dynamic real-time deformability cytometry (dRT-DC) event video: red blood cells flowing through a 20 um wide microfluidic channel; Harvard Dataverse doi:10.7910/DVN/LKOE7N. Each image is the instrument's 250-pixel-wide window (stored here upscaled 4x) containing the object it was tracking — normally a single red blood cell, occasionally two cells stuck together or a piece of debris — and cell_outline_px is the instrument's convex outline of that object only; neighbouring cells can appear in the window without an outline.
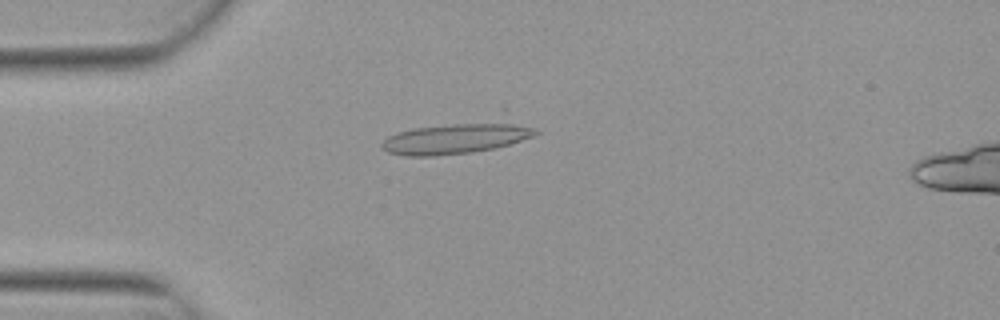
{"species": "Egyptian fruit bat (a non-hibernating species)", "species_latin": "Rousettus aegyptiacus", "temperature_condition": "warm", "stored_images_in_passage": 7, "camera_frame_rate_fps": 3000, "um_per_image_px": 0.085, "animal": {"sex": "female"}, "frame": {"image": 1, "passage_image": 4, "time_ms": 1.0, "image_size_px": [1000, 320], "cell_outline_px": [[540, 132], [532, 136], [496, 148], [472, 152], [432, 156], [404, 156], [388, 152], [380, 144], [388, 136], [396, 132], [412, 128], [504, 108], [536, 128]], "centroid_in_image_um": [39.16, 11.48], "position_along_channel_um": 45.8, "area_um2": 32.77}}
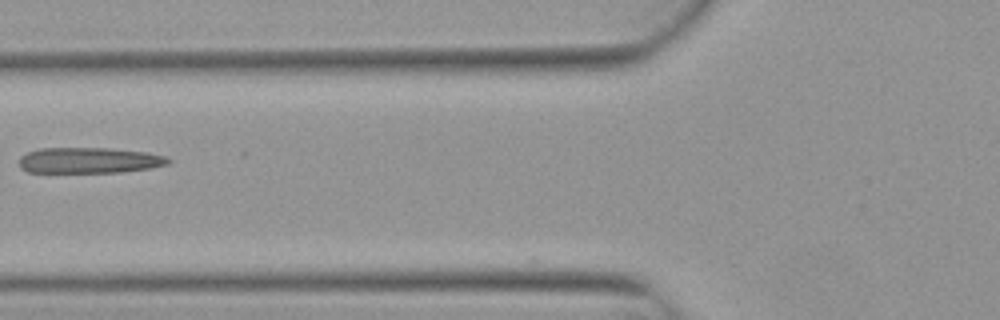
{"frame": {"image": 2, "passage_image": 6, "time_ms": 1.667, "image_size_px": [1000, 320], "cell_outline_px": [[172, 160], [168, 164], [152, 168], [120, 172], [28, 172], [20, 168], [20, 156], [28, 152], [40, 148], [108, 148], [148, 152], [168, 156]], "centroid_in_image_um": [7.63, 13.62], "position_along_channel_um": 118.2, "area_um2": 22.54}}
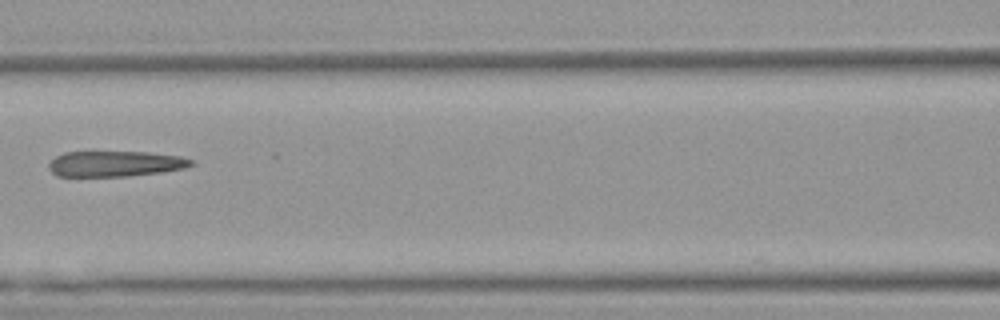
{"frame": {"image": 3, "passage_image": 7, "time_ms": 2.0, "image_size_px": [1000, 320], "cell_outline_px": [[196, 164], [184, 168], [160, 172], [128, 176], [56, 176], [48, 168], [48, 164], [56, 156], [64, 152], [148, 152], [180, 156], [196, 160]], "centroid_in_image_um": [9.82, 13.91], "position_along_channel_um": 156.8, "area_um2": 21.33}}